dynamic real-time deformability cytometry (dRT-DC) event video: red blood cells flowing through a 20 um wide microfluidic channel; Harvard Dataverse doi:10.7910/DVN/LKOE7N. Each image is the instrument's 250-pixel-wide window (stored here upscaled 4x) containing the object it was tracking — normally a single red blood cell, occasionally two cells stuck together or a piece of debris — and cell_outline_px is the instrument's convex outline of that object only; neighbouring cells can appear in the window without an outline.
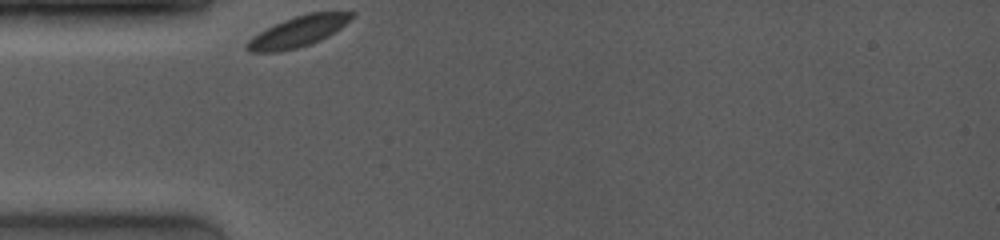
{"species": "common noctule bat (a hibernating species)", "species_latin": "Nyctalus noctula", "temperature_condition": "room temperature", "stored_images_in_passage": 3, "camera_frame_rate_fps": 4000, "um_per_image_px": 0.085, "animal": {"sex": "female", "body_mass_g": 19.0, "forearm_length_mm": 53.3}, "frame": {"image": 1, "passage_image": 1, "time_ms": 0.0, "image_size_px": [1000, 240], "cell_outline_px": [[356, 16], [340, 28], [328, 36], [320, 40], [296, 48], [280, 52], [248, 52], [244, 48], [244, 44], [252, 36], [284, 20], [308, 12], [356, 12]], "centroid_in_image_um": [25.33, 2.68], "position_along_channel_um": 59.7, "area_um2": 18.67}}